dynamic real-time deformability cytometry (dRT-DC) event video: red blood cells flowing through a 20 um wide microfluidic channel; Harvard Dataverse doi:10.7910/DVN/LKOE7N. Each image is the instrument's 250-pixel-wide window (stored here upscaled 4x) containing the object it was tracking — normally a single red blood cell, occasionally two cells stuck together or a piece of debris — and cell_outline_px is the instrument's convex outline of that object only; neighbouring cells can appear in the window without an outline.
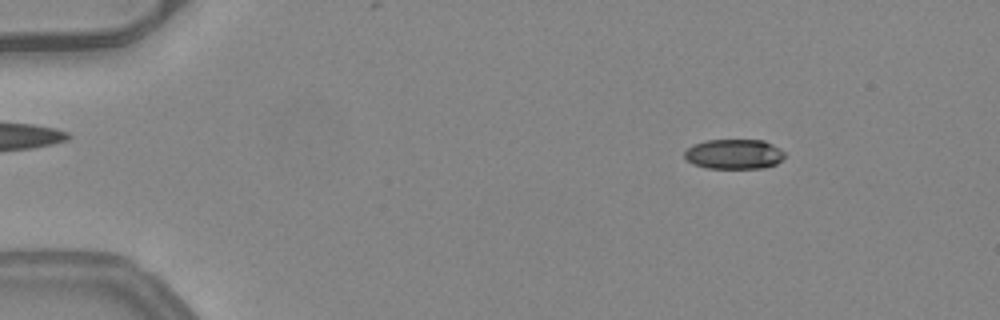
{"species": "common noctule bat (a hibernating species)", "species_latin": "Nyctalus noctula", "temperature_condition": "warm", "stored_images_in_passage": 51, "camera_frame_rate_fps": 3000, "um_per_image_px": 0.085, "animal": {"sex": "female", "body_mass_g": 24.6, "forearm_length_mm": 56.2}, "frame": {"image": 1, "passage_image": 7, "time_ms": 2.0, "image_size_px": [1000, 320], "cell_outline_px": [[784, 156], [776, 164], [764, 168], [708, 168], [692, 164], [684, 156], [684, 152], [692, 144], [704, 140], [764, 140], [780, 148], [784, 152]], "centroid_in_image_um": [62.38, 13.09], "position_along_channel_um": 22.6, "area_um2": 17.51}}
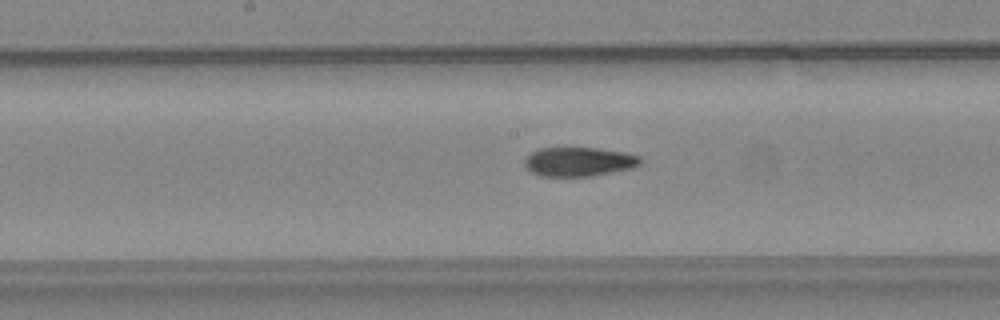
{"frame": {"image": 2, "passage_image": 27, "time_ms": 8.667, "image_size_px": [1000, 320], "cell_outline_px": [[640, 164], [632, 168], [592, 176], [540, 176], [532, 172], [524, 164], [524, 160], [532, 152], [540, 148], [596, 148], [624, 152], [640, 156]], "centroid_in_image_um": [49.2, 13.75], "position_along_channel_um": 199.0, "area_um2": 19.48}}
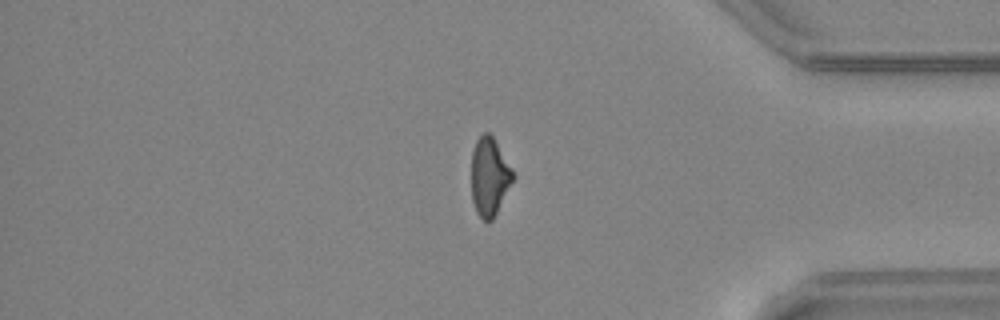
{"frame": {"image": 3, "passage_image": 43, "time_ms": 14.0, "image_size_px": [1000, 320], "cell_outline_px": [[516, 176], [492, 220], [488, 224], [476, 212], [472, 200], [472, 148], [476, 140], [484, 132], [488, 132], [492, 136], [512, 168]], "centroid_in_image_um": [41.61, 15.02], "position_along_channel_um": 393.6, "area_um2": 18.96}, "authors_computed_cell_mechanics": {"area_um2": 19.5942, "velocity_mm_per_s": 4.078, "shape_relaxation_time_tau1_ms": 7.971, "shape_relaxation_time_tau2_ms": 4.091, "deformation_change_tau1": 0.2408, "deformation_change_tau2": 0.1284}}